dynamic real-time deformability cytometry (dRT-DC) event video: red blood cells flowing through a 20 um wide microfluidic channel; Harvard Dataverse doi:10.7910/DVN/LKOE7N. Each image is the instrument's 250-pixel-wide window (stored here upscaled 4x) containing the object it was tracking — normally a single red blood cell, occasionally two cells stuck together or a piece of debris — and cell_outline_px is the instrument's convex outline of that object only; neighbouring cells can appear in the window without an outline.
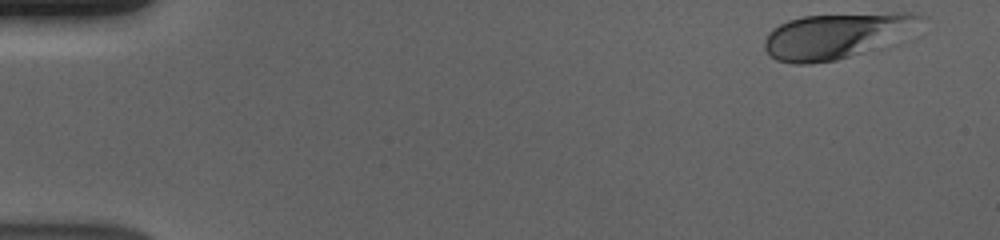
{"species": "human", "species_latin": "Homo sapiens", "temperature_condition": "cold", "stored_images_in_passage": 53, "camera_frame_rate_fps": 3000, "um_per_image_px": 0.085, "donor": {"sex": "male"}, "frame": {"image": 1, "passage_image": 1, "time_ms": 0.0, "image_size_px": [1000, 240], "cell_outline_px": [[928, 16], [860, 52], [836, 60], [808, 64], [796, 64], [776, 60], [768, 56], [764, 48], [764, 40], [768, 32], [772, 28], [788, 20], [804, 16], [892, 12], [912, 12]], "centroid_in_image_um": [70.8, 3.02], "position_along_channel_um": 14.2, "area_um2": 39.3}}
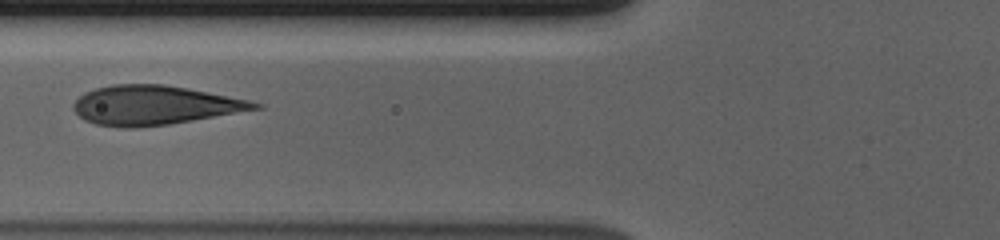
{"frame": {"image": 2, "passage_image": 20, "time_ms": 6.333, "image_size_px": [1000, 240], "cell_outline_px": [[264, 108], [168, 124], [136, 128], [124, 128], [96, 124], [84, 120], [72, 108], [72, 104], [84, 92], [96, 88], [112, 84], [164, 84], [188, 88], [248, 100], [264, 104]], "centroid_in_image_um": [13.11, 8.94], "position_along_channel_um": 112.7, "area_um2": 41.38}}
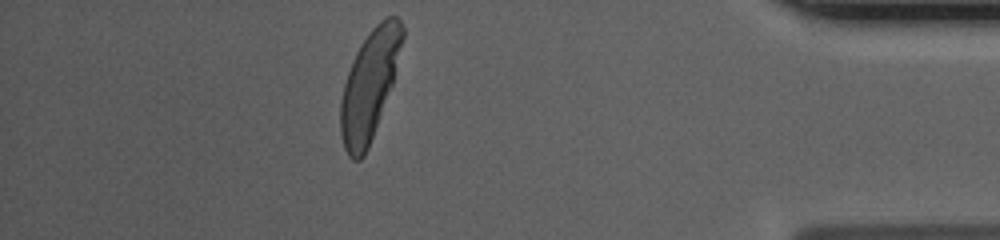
{"frame": {"image": 3, "passage_image": 47, "time_ms": 15.333, "image_size_px": [1000, 240], "cell_outline_px": [[404, 36], [392, 84], [368, 148], [364, 156], [360, 160], [352, 160], [348, 156], [344, 148], [340, 132], [340, 100], [344, 84], [352, 60], [360, 44], [368, 32], [384, 16], [396, 16], [400, 20], [404, 28]], "centroid_in_image_um": [31.39, 7.21], "position_along_channel_um": 403.8, "area_um2": 39.13}, "authors_computed_cell_mechanics": {"area_um2": 40.3444, "velocity_mm_per_s": 3.6699, "shape_relaxation_time_tau1_ms": 2.9663, "shape_relaxation_time_tau2_ms": null, "deformation_change_tau1": 0.1911, "deformation_change_tau2": null}}